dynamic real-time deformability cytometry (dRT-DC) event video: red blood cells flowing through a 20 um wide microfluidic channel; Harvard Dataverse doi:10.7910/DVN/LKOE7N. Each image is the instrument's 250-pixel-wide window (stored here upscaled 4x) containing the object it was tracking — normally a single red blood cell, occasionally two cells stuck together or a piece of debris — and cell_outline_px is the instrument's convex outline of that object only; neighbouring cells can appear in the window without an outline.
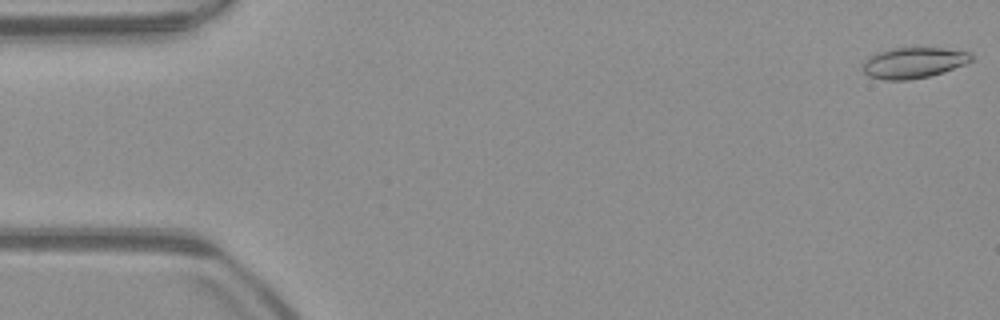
{"species": "common noctule bat (a hibernating species)", "species_latin": "Nyctalus noctula", "temperature_condition": "warm", "stored_images_in_passage": 52, "camera_frame_rate_fps": 3000, "um_per_image_px": 0.085, "animal": {"sex": "male", "body_mass_g": 23.1, "forearm_length_mm": 52.7}, "frame": {"image": 1, "passage_image": 1, "time_ms": 0.0, "image_size_px": [1000, 320], "cell_outline_px": [[972, 60], [964, 64], [944, 72], [928, 76], [908, 80], [884, 80], [868, 76], [864, 72], [864, 64], [868, 56], [876, 52], [892, 48], [940, 48], [968, 52], [972, 56]], "centroid_in_image_um": [77.62, 5.34], "position_along_channel_um": 7.4, "area_um2": 19.31}}
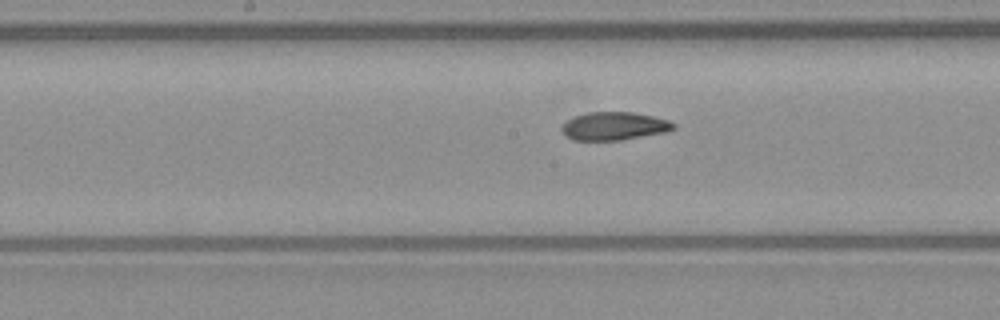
{"frame": {"image": 2, "passage_image": 26, "time_ms": 8.333, "image_size_px": [1000, 320], "cell_outline_px": [[676, 128], [668, 132], [620, 140], [572, 140], [560, 128], [572, 116], [588, 112], [632, 112], [652, 116], [668, 120], [676, 124]], "centroid_in_image_um": [52.23, 10.71], "position_along_channel_um": 196.0, "area_um2": 18.32}}
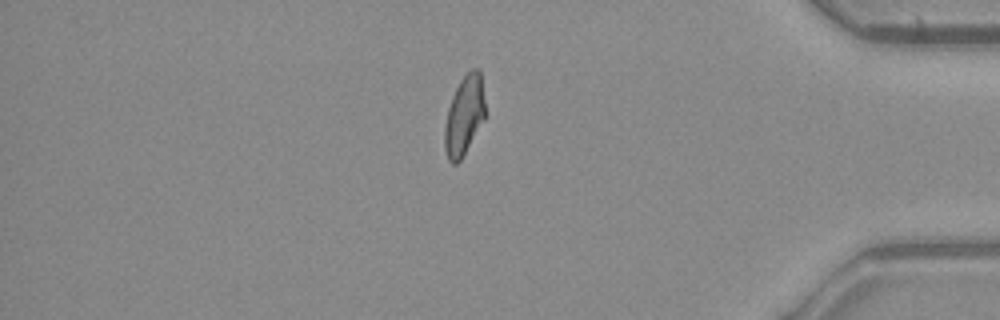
{"frame": {"image": 3, "passage_image": 44, "time_ms": 14.333, "image_size_px": [1000, 320], "cell_outline_px": [[484, 120], [460, 160], [456, 164], [452, 164], [448, 160], [444, 148], [444, 128], [448, 108], [452, 96], [460, 80], [472, 68], [480, 68], [484, 100]], "centroid_in_image_um": [39.44, 9.82], "position_along_channel_um": 395.8, "area_um2": 18.61}, "authors_computed_cell_mechanics": {"area_um2": 18.9295, "velocity_mm_per_s": 3.9408, "shape_relaxation_time_tau1_ms": 6.7158, "shape_relaxation_time_tau2_ms": 2.3943, "deformation_change_tau1": 0.2041, "deformation_change_tau2": 0.0881}}